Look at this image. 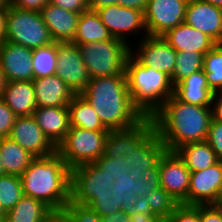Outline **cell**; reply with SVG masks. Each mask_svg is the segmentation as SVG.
Here are the masks:
<instances>
[{"label":"cell","instance_id":"obj_1","mask_svg":"<svg viewBox=\"0 0 222 222\" xmlns=\"http://www.w3.org/2000/svg\"><path fill=\"white\" fill-rule=\"evenodd\" d=\"M168 151L183 144L206 141L212 109L182 102L172 95L151 117Z\"/></svg>","mask_w":222,"mask_h":222},{"label":"cell","instance_id":"obj_2","mask_svg":"<svg viewBox=\"0 0 222 222\" xmlns=\"http://www.w3.org/2000/svg\"><path fill=\"white\" fill-rule=\"evenodd\" d=\"M80 95L109 130L131 128L144 118L132 105L125 74L91 78Z\"/></svg>","mask_w":222,"mask_h":222},{"label":"cell","instance_id":"obj_3","mask_svg":"<svg viewBox=\"0 0 222 222\" xmlns=\"http://www.w3.org/2000/svg\"><path fill=\"white\" fill-rule=\"evenodd\" d=\"M20 178L23 195L44 202L55 213L70 200L71 169L57 151L35 157Z\"/></svg>","mask_w":222,"mask_h":222},{"label":"cell","instance_id":"obj_4","mask_svg":"<svg viewBox=\"0 0 222 222\" xmlns=\"http://www.w3.org/2000/svg\"><path fill=\"white\" fill-rule=\"evenodd\" d=\"M125 76L132 105L143 117H152L173 95L169 75L141 65L131 54L126 61Z\"/></svg>","mask_w":222,"mask_h":222},{"label":"cell","instance_id":"obj_5","mask_svg":"<svg viewBox=\"0 0 222 222\" xmlns=\"http://www.w3.org/2000/svg\"><path fill=\"white\" fill-rule=\"evenodd\" d=\"M90 78L125 74L131 46L113 38L78 45Z\"/></svg>","mask_w":222,"mask_h":222},{"label":"cell","instance_id":"obj_6","mask_svg":"<svg viewBox=\"0 0 222 222\" xmlns=\"http://www.w3.org/2000/svg\"><path fill=\"white\" fill-rule=\"evenodd\" d=\"M108 132L70 126L65 139L57 146L56 151L70 169L94 163L105 153Z\"/></svg>","mask_w":222,"mask_h":222},{"label":"cell","instance_id":"obj_7","mask_svg":"<svg viewBox=\"0 0 222 222\" xmlns=\"http://www.w3.org/2000/svg\"><path fill=\"white\" fill-rule=\"evenodd\" d=\"M5 41L38 49L53 44L49 29L40 12L22 10L9 2Z\"/></svg>","mask_w":222,"mask_h":222},{"label":"cell","instance_id":"obj_8","mask_svg":"<svg viewBox=\"0 0 222 222\" xmlns=\"http://www.w3.org/2000/svg\"><path fill=\"white\" fill-rule=\"evenodd\" d=\"M111 180L94 163L71 169L70 199L90 205L98 196L112 195Z\"/></svg>","mask_w":222,"mask_h":222},{"label":"cell","instance_id":"obj_9","mask_svg":"<svg viewBox=\"0 0 222 222\" xmlns=\"http://www.w3.org/2000/svg\"><path fill=\"white\" fill-rule=\"evenodd\" d=\"M95 11L99 15L102 24L110 31L112 36L123 40L130 46L132 44L129 41L131 38L128 39L129 36L137 35L140 38L139 40H141L148 35L142 11L122 7L119 4L103 6Z\"/></svg>","mask_w":222,"mask_h":222},{"label":"cell","instance_id":"obj_10","mask_svg":"<svg viewBox=\"0 0 222 222\" xmlns=\"http://www.w3.org/2000/svg\"><path fill=\"white\" fill-rule=\"evenodd\" d=\"M189 0H148L144 24L150 36H162L185 20Z\"/></svg>","mask_w":222,"mask_h":222},{"label":"cell","instance_id":"obj_11","mask_svg":"<svg viewBox=\"0 0 222 222\" xmlns=\"http://www.w3.org/2000/svg\"><path fill=\"white\" fill-rule=\"evenodd\" d=\"M57 67L55 74L75 93L80 94L90 76L83 62L78 45L71 42H56Z\"/></svg>","mask_w":222,"mask_h":222},{"label":"cell","instance_id":"obj_12","mask_svg":"<svg viewBox=\"0 0 222 222\" xmlns=\"http://www.w3.org/2000/svg\"><path fill=\"white\" fill-rule=\"evenodd\" d=\"M135 44L131 46V55L141 65L152 67L172 77L177 51L162 36L147 35Z\"/></svg>","mask_w":222,"mask_h":222},{"label":"cell","instance_id":"obj_13","mask_svg":"<svg viewBox=\"0 0 222 222\" xmlns=\"http://www.w3.org/2000/svg\"><path fill=\"white\" fill-rule=\"evenodd\" d=\"M160 186L179 204L188 205L190 170L175 151H166L159 161Z\"/></svg>","mask_w":222,"mask_h":222},{"label":"cell","instance_id":"obj_14","mask_svg":"<svg viewBox=\"0 0 222 222\" xmlns=\"http://www.w3.org/2000/svg\"><path fill=\"white\" fill-rule=\"evenodd\" d=\"M222 160L213 166L190 173L188 205H214L220 201Z\"/></svg>","mask_w":222,"mask_h":222},{"label":"cell","instance_id":"obj_15","mask_svg":"<svg viewBox=\"0 0 222 222\" xmlns=\"http://www.w3.org/2000/svg\"><path fill=\"white\" fill-rule=\"evenodd\" d=\"M8 137L34 157L56 152V147L44 135L33 115L17 117Z\"/></svg>","mask_w":222,"mask_h":222},{"label":"cell","instance_id":"obj_16","mask_svg":"<svg viewBox=\"0 0 222 222\" xmlns=\"http://www.w3.org/2000/svg\"><path fill=\"white\" fill-rule=\"evenodd\" d=\"M32 53V49L10 41L1 43L0 66L8 82L34 80Z\"/></svg>","mask_w":222,"mask_h":222},{"label":"cell","instance_id":"obj_17","mask_svg":"<svg viewBox=\"0 0 222 222\" xmlns=\"http://www.w3.org/2000/svg\"><path fill=\"white\" fill-rule=\"evenodd\" d=\"M184 22L222 44V8L201 0H189Z\"/></svg>","mask_w":222,"mask_h":222},{"label":"cell","instance_id":"obj_18","mask_svg":"<svg viewBox=\"0 0 222 222\" xmlns=\"http://www.w3.org/2000/svg\"><path fill=\"white\" fill-rule=\"evenodd\" d=\"M154 129L152 118L144 117L131 128L109 130L104 154L109 158L120 159L131 149H135Z\"/></svg>","mask_w":222,"mask_h":222},{"label":"cell","instance_id":"obj_19","mask_svg":"<svg viewBox=\"0 0 222 222\" xmlns=\"http://www.w3.org/2000/svg\"><path fill=\"white\" fill-rule=\"evenodd\" d=\"M166 151V146L154 129L135 149L126 153V164L130 167L129 175L133 180H141V173L156 167Z\"/></svg>","mask_w":222,"mask_h":222},{"label":"cell","instance_id":"obj_20","mask_svg":"<svg viewBox=\"0 0 222 222\" xmlns=\"http://www.w3.org/2000/svg\"><path fill=\"white\" fill-rule=\"evenodd\" d=\"M162 37L177 52H200L205 55L217 43L207 34L185 22L169 29Z\"/></svg>","mask_w":222,"mask_h":222},{"label":"cell","instance_id":"obj_21","mask_svg":"<svg viewBox=\"0 0 222 222\" xmlns=\"http://www.w3.org/2000/svg\"><path fill=\"white\" fill-rule=\"evenodd\" d=\"M37 107L68 106L76 95L56 74L33 80Z\"/></svg>","mask_w":222,"mask_h":222},{"label":"cell","instance_id":"obj_22","mask_svg":"<svg viewBox=\"0 0 222 222\" xmlns=\"http://www.w3.org/2000/svg\"><path fill=\"white\" fill-rule=\"evenodd\" d=\"M33 117L44 135L57 148L70 129L68 106L37 107Z\"/></svg>","mask_w":222,"mask_h":222},{"label":"cell","instance_id":"obj_23","mask_svg":"<svg viewBox=\"0 0 222 222\" xmlns=\"http://www.w3.org/2000/svg\"><path fill=\"white\" fill-rule=\"evenodd\" d=\"M41 15L55 42H71L77 30L80 14L48 3Z\"/></svg>","mask_w":222,"mask_h":222},{"label":"cell","instance_id":"obj_24","mask_svg":"<svg viewBox=\"0 0 222 222\" xmlns=\"http://www.w3.org/2000/svg\"><path fill=\"white\" fill-rule=\"evenodd\" d=\"M173 95L185 103L211 107L214 93L210 90L202 69L174 85Z\"/></svg>","mask_w":222,"mask_h":222},{"label":"cell","instance_id":"obj_25","mask_svg":"<svg viewBox=\"0 0 222 222\" xmlns=\"http://www.w3.org/2000/svg\"><path fill=\"white\" fill-rule=\"evenodd\" d=\"M1 99L17 117L32 116L37 108L33 81L7 82Z\"/></svg>","mask_w":222,"mask_h":222},{"label":"cell","instance_id":"obj_26","mask_svg":"<svg viewBox=\"0 0 222 222\" xmlns=\"http://www.w3.org/2000/svg\"><path fill=\"white\" fill-rule=\"evenodd\" d=\"M160 187V184H147L142 179L133 180L130 175L120 176L113 181L111 188L114 193L111 197L121 204V211H126V209H131L142 196H146Z\"/></svg>","mask_w":222,"mask_h":222},{"label":"cell","instance_id":"obj_27","mask_svg":"<svg viewBox=\"0 0 222 222\" xmlns=\"http://www.w3.org/2000/svg\"><path fill=\"white\" fill-rule=\"evenodd\" d=\"M175 152L184 161L190 172L207 169L220 161L206 141L183 144Z\"/></svg>","mask_w":222,"mask_h":222},{"label":"cell","instance_id":"obj_28","mask_svg":"<svg viewBox=\"0 0 222 222\" xmlns=\"http://www.w3.org/2000/svg\"><path fill=\"white\" fill-rule=\"evenodd\" d=\"M113 38L110 31L102 24L96 11L87 10L79 16L77 30L71 43L80 45Z\"/></svg>","mask_w":222,"mask_h":222},{"label":"cell","instance_id":"obj_29","mask_svg":"<svg viewBox=\"0 0 222 222\" xmlns=\"http://www.w3.org/2000/svg\"><path fill=\"white\" fill-rule=\"evenodd\" d=\"M55 212L44 202L24 196L7 212V222H44Z\"/></svg>","mask_w":222,"mask_h":222},{"label":"cell","instance_id":"obj_30","mask_svg":"<svg viewBox=\"0 0 222 222\" xmlns=\"http://www.w3.org/2000/svg\"><path fill=\"white\" fill-rule=\"evenodd\" d=\"M0 154L6 175L19 177L35 158L9 137L0 139Z\"/></svg>","mask_w":222,"mask_h":222},{"label":"cell","instance_id":"obj_31","mask_svg":"<svg viewBox=\"0 0 222 222\" xmlns=\"http://www.w3.org/2000/svg\"><path fill=\"white\" fill-rule=\"evenodd\" d=\"M68 109L70 126L93 131H109L92 106L80 94L73 97L68 104Z\"/></svg>","mask_w":222,"mask_h":222},{"label":"cell","instance_id":"obj_32","mask_svg":"<svg viewBox=\"0 0 222 222\" xmlns=\"http://www.w3.org/2000/svg\"><path fill=\"white\" fill-rule=\"evenodd\" d=\"M203 71L213 93L222 91V44H216L203 57Z\"/></svg>","mask_w":222,"mask_h":222},{"label":"cell","instance_id":"obj_33","mask_svg":"<svg viewBox=\"0 0 222 222\" xmlns=\"http://www.w3.org/2000/svg\"><path fill=\"white\" fill-rule=\"evenodd\" d=\"M31 60L34 79L55 74L57 67L56 42L34 49Z\"/></svg>","mask_w":222,"mask_h":222},{"label":"cell","instance_id":"obj_34","mask_svg":"<svg viewBox=\"0 0 222 222\" xmlns=\"http://www.w3.org/2000/svg\"><path fill=\"white\" fill-rule=\"evenodd\" d=\"M203 57L200 52H177L175 68L171 77L173 85H176L184 78L203 69Z\"/></svg>","mask_w":222,"mask_h":222},{"label":"cell","instance_id":"obj_35","mask_svg":"<svg viewBox=\"0 0 222 222\" xmlns=\"http://www.w3.org/2000/svg\"><path fill=\"white\" fill-rule=\"evenodd\" d=\"M23 197L22 181L19 176L4 175L0 177V203L8 212Z\"/></svg>","mask_w":222,"mask_h":222},{"label":"cell","instance_id":"obj_36","mask_svg":"<svg viewBox=\"0 0 222 222\" xmlns=\"http://www.w3.org/2000/svg\"><path fill=\"white\" fill-rule=\"evenodd\" d=\"M64 222H100L101 216L87 204L74 202L71 199L60 212Z\"/></svg>","mask_w":222,"mask_h":222},{"label":"cell","instance_id":"obj_37","mask_svg":"<svg viewBox=\"0 0 222 222\" xmlns=\"http://www.w3.org/2000/svg\"><path fill=\"white\" fill-rule=\"evenodd\" d=\"M146 198H148L152 212L164 221L180 205L174 197L161 187L146 195Z\"/></svg>","mask_w":222,"mask_h":222},{"label":"cell","instance_id":"obj_38","mask_svg":"<svg viewBox=\"0 0 222 222\" xmlns=\"http://www.w3.org/2000/svg\"><path fill=\"white\" fill-rule=\"evenodd\" d=\"M126 157L123 156L120 159L109 158L103 154L98 158L94 164L105 174L110 177L111 180H115L120 176L130 174V167L126 164Z\"/></svg>","mask_w":222,"mask_h":222},{"label":"cell","instance_id":"obj_39","mask_svg":"<svg viewBox=\"0 0 222 222\" xmlns=\"http://www.w3.org/2000/svg\"><path fill=\"white\" fill-rule=\"evenodd\" d=\"M164 222H201L200 205L180 204Z\"/></svg>","mask_w":222,"mask_h":222},{"label":"cell","instance_id":"obj_40","mask_svg":"<svg viewBox=\"0 0 222 222\" xmlns=\"http://www.w3.org/2000/svg\"><path fill=\"white\" fill-rule=\"evenodd\" d=\"M206 142L222 160V123L211 119Z\"/></svg>","mask_w":222,"mask_h":222},{"label":"cell","instance_id":"obj_41","mask_svg":"<svg viewBox=\"0 0 222 222\" xmlns=\"http://www.w3.org/2000/svg\"><path fill=\"white\" fill-rule=\"evenodd\" d=\"M90 206L100 216L110 215L111 213L121 210V204H118L116 199L111 197V195L98 196Z\"/></svg>","mask_w":222,"mask_h":222},{"label":"cell","instance_id":"obj_42","mask_svg":"<svg viewBox=\"0 0 222 222\" xmlns=\"http://www.w3.org/2000/svg\"><path fill=\"white\" fill-rule=\"evenodd\" d=\"M17 116L10 107L0 98V139L9 136Z\"/></svg>","mask_w":222,"mask_h":222},{"label":"cell","instance_id":"obj_43","mask_svg":"<svg viewBox=\"0 0 222 222\" xmlns=\"http://www.w3.org/2000/svg\"><path fill=\"white\" fill-rule=\"evenodd\" d=\"M49 3L79 14L89 10L87 0H50Z\"/></svg>","mask_w":222,"mask_h":222},{"label":"cell","instance_id":"obj_44","mask_svg":"<svg viewBox=\"0 0 222 222\" xmlns=\"http://www.w3.org/2000/svg\"><path fill=\"white\" fill-rule=\"evenodd\" d=\"M50 0H9L13 7L22 10L41 12Z\"/></svg>","mask_w":222,"mask_h":222},{"label":"cell","instance_id":"obj_45","mask_svg":"<svg viewBox=\"0 0 222 222\" xmlns=\"http://www.w3.org/2000/svg\"><path fill=\"white\" fill-rule=\"evenodd\" d=\"M201 222H222L220 211L214 205H200Z\"/></svg>","mask_w":222,"mask_h":222},{"label":"cell","instance_id":"obj_46","mask_svg":"<svg viewBox=\"0 0 222 222\" xmlns=\"http://www.w3.org/2000/svg\"><path fill=\"white\" fill-rule=\"evenodd\" d=\"M211 109L212 119L222 123V91L214 93Z\"/></svg>","mask_w":222,"mask_h":222},{"label":"cell","instance_id":"obj_47","mask_svg":"<svg viewBox=\"0 0 222 222\" xmlns=\"http://www.w3.org/2000/svg\"><path fill=\"white\" fill-rule=\"evenodd\" d=\"M129 222H164L157 214L153 212L134 213L130 215Z\"/></svg>","mask_w":222,"mask_h":222},{"label":"cell","instance_id":"obj_48","mask_svg":"<svg viewBox=\"0 0 222 222\" xmlns=\"http://www.w3.org/2000/svg\"><path fill=\"white\" fill-rule=\"evenodd\" d=\"M142 181L147 184H160L159 164L141 173Z\"/></svg>","mask_w":222,"mask_h":222},{"label":"cell","instance_id":"obj_49","mask_svg":"<svg viewBox=\"0 0 222 222\" xmlns=\"http://www.w3.org/2000/svg\"><path fill=\"white\" fill-rule=\"evenodd\" d=\"M144 211L152 212L148 198H146V196H142L141 199L131 207V209H126L125 212L130 216L131 214L143 213Z\"/></svg>","mask_w":222,"mask_h":222},{"label":"cell","instance_id":"obj_50","mask_svg":"<svg viewBox=\"0 0 222 222\" xmlns=\"http://www.w3.org/2000/svg\"><path fill=\"white\" fill-rule=\"evenodd\" d=\"M130 216L125 211H116L110 215L101 216L100 222H129Z\"/></svg>","mask_w":222,"mask_h":222},{"label":"cell","instance_id":"obj_51","mask_svg":"<svg viewBox=\"0 0 222 222\" xmlns=\"http://www.w3.org/2000/svg\"><path fill=\"white\" fill-rule=\"evenodd\" d=\"M8 9H9V1L2 8H0V42L1 43L5 41Z\"/></svg>","mask_w":222,"mask_h":222},{"label":"cell","instance_id":"obj_52","mask_svg":"<svg viewBox=\"0 0 222 222\" xmlns=\"http://www.w3.org/2000/svg\"><path fill=\"white\" fill-rule=\"evenodd\" d=\"M148 0H119V5L126 8L136 9L144 13Z\"/></svg>","mask_w":222,"mask_h":222},{"label":"cell","instance_id":"obj_53","mask_svg":"<svg viewBox=\"0 0 222 222\" xmlns=\"http://www.w3.org/2000/svg\"><path fill=\"white\" fill-rule=\"evenodd\" d=\"M89 10H96L103 6L119 4V0H87Z\"/></svg>","mask_w":222,"mask_h":222},{"label":"cell","instance_id":"obj_54","mask_svg":"<svg viewBox=\"0 0 222 222\" xmlns=\"http://www.w3.org/2000/svg\"><path fill=\"white\" fill-rule=\"evenodd\" d=\"M7 82L8 81L6 79L5 73L0 66V98L2 96L3 90L6 88Z\"/></svg>","mask_w":222,"mask_h":222},{"label":"cell","instance_id":"obj_55","mask_svg":"<svg viewBox=\"0 0 222 222\" xmlns=\"http://www.w3.org/2000/svg\"><path fill=\"white\" fill-rule=\"evenodd\" d=\"M44 222H64L60 213H54L49 219Z\"/></svg>","mask_w":222,"mask_h":222},{"label":"cell","instance_id":"obj_56","mask_svg":"<svg viewBox=\"0 0 222 222\" xmlns=\"http://www.w3.org/2000/svg\"><path fill=\"white\" fill-rule=\"evenodd\" d=\"M206 3H210L216 7L222 8V0H201Z\"/></svg>","mask_w":222,"mask_h":222},{"label":"cell","instance_id":"obj_57","mask_svg":"<svg viewBox=\"0 0 222 222\" xmlns=\"http://www.w3.org/2000/svg\"><path fill=\"white\" fill-rule=\"evenodd\" d=\"M6 175L5 169L1 160V154H0V177Z\"/></svg>","mask_w":222,"mask_h":222},{"label":"cell","instance_id":"obj_58","mask_svg":"<svg viewBox=\"0 0 222 222\" xmlns=\"http://www.w3.org/2000/svg\"><path fill=\"white\" fill-rule=\"evenodd\" d=\"M7 212L3 209L0 203V219H3L6 217Z\"/></svg>","mask_w":222,"mask_h":222},{"label":"cell","instance_id":"obj_59","mask_svg":"<svg viewBox=\"0 0 222 222\" xmlns=\"http://www.w3.org/2000/svg\"><path fill=\"white\" fill-rule=\"evenodd\" d=\"M214 206L220 211L222 217V201H219L218 203L214 204Z\"/></svg>","mask_w":222,"mask_h":222},{"label":"cell","instance_id":"obj_60","mask_svg":"<svg viewBox=\"0 0 222 222\" xmlns=\"http://www.w3.org/2000/svg\"><path fill=\"white\" fill-rule=\"evenodd\" d=\"M9 0H0V8H2Z\"/></svg>","mask_w":222,"mask_h":222},{"label":"cell","instance_id":"obj_61","mask_svg":"<svg viewBox=\"0 0 222 222\" xmlns=\"http://www.w3.org/2000/svg\"><path fill=\"white\" fill-rule=\"evenodd\" d=\"M220 201H222V184H221V190H220Z\"/></svg>","mask_w":222,"mask_h":222},{"label":"cell","instance_id":"obj_62","mask_svg":"<svg viewBox=\"0 0 222 222\" xmlns=\"http://www.w3.org/2000/svg\"><path fill=\"white\" fill-rule=\"evenodd\" d=\"M0 222H7L6 218L0 219Z\"/></svg>","mask_w":222,"mask_h":222}]
</instances>
